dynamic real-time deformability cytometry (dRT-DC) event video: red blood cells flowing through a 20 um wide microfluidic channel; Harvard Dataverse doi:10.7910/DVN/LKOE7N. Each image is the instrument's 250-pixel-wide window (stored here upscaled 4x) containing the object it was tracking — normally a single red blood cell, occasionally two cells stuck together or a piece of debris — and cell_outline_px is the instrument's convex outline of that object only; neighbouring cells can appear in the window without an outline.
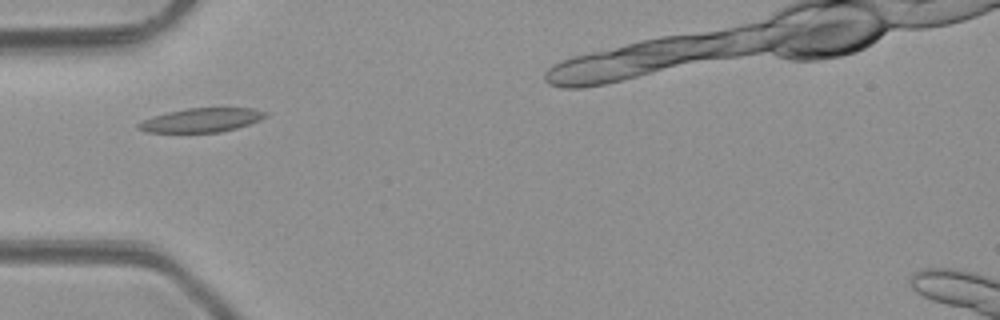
{"species": "common noctule bat (a hibernating species)", "species_latin": "Nyctalus noctula", "temperature_condition": "room temperature", "stored_images_in_passage": 5, "camera_frame_rate_fps": 3000, "um_per_image_px": 0.085, "animal": {"sex": "male", "body_mass_g": 23.1, "forearm_length_mm": 52.7}, "frame": {"image": 1, "passage_image": 4, "time_ms": 3.333, "image_size_px": [1000, 320], "cell_outline_px": [[268, 116], [260, 120], [236, 128], [220, 132], [148, 132], [136, 128], [136, 124], [152, 116], [168, 112], [188, 108], [256, 108], [268, 112]], "centroid_in_image_um": [17.15, 10.2], "position_along_channel_um": 67.9, "area_um2": 17.74}}
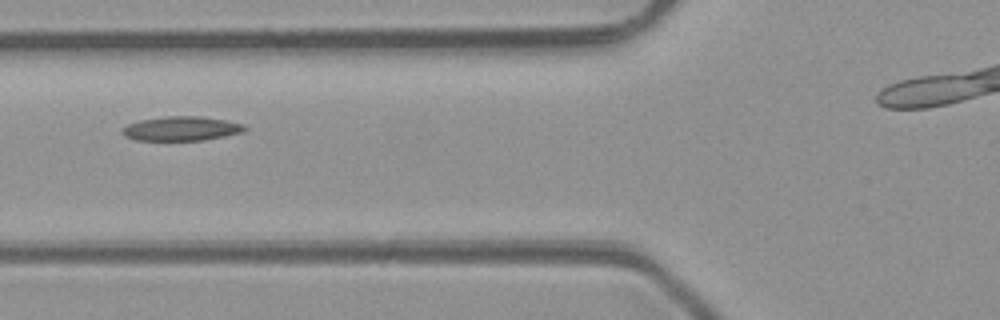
{"frame": {"image": 2, "passage_image": 5, "time_ms": 4.333, "image_size_px": [1000, 320], "cell_outline_px": [[248, 128], [244, 132], [204, 140], [136, 140], [124, 136], [120, 132], [120, 128], [128, 124], [140, 120], [164, 116], [200, 116], [224, 120], [244, 124]], "centroid_in_image_um": [15.39, 10.93], "position_along_channel_um": 110.4, "area_um2": 17.46}}